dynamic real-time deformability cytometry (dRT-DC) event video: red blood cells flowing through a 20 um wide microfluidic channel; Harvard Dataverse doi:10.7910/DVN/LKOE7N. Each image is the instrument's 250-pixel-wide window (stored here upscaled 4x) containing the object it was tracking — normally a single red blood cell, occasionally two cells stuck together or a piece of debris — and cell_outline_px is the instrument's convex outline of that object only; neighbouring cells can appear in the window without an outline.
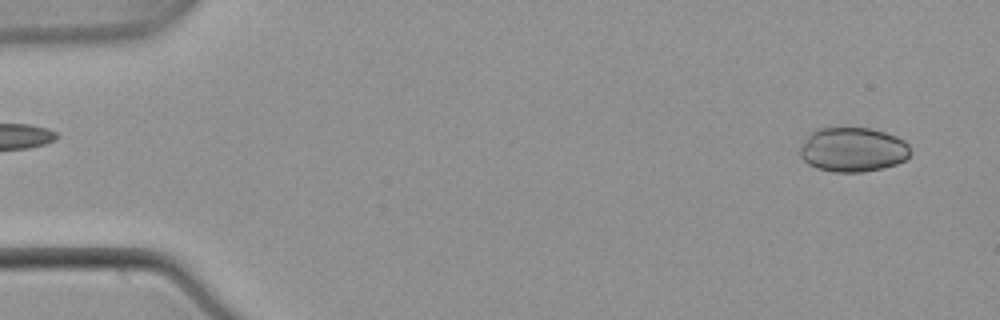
{"species": "common noctule bat (a hibernating species)", "species_latin": "Nyctalus noctula", "temperature_condition": "warm", "stored_images_in_passage": 52, "camera_frame_rate_fps": 3000, "um_per_image_px": 0.085, "animal": {"sex": "male", "body_mass_g": 21.5, "forearm_length_mm": 52.0}, "frame": {"image": 1, "passage_image": 2, "time_ms": 0.333, "image_size_px": [1000, 320], "cell_outline_px": [[912, 152], [904, 160], [896, 164], [884, 168], [864, 172], [832, 172], [816, 168], [808, 164], [800, 156], [800, 148], [804, 140], [816, 128], [872, 128], [896, 136], [904, 140], [908, 144]], "centroid_in_image_um": [72.5, 12.72], "position_along_channel_um": 12.5, "area_um2": 28.78}}
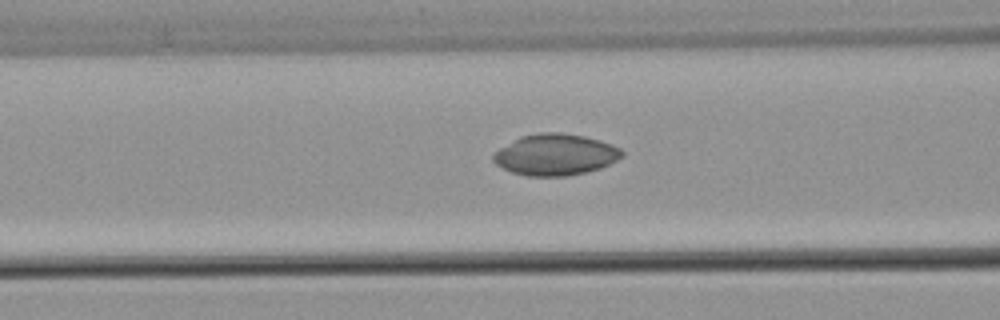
{"frame": {"image": 2, "passage_image": 20, "time_ms": 6.333, "image_size_px": [1000, 320], "cell_outline_px": [[624, 156], [600, 168], [588, 172], [568, 176], [528, 176], [512, 172], [496, 164], [492, 160], [492, 156], [500, 148], [520, 136], [540, 132], [560, 132], [584, 136], [600, 140], [612, 144], [620, 148], [624, 152]], "centroid_in_image_um": [47.23, 13.14], "position_along_channel_um": 119.4, "area_um2": 31.04}}
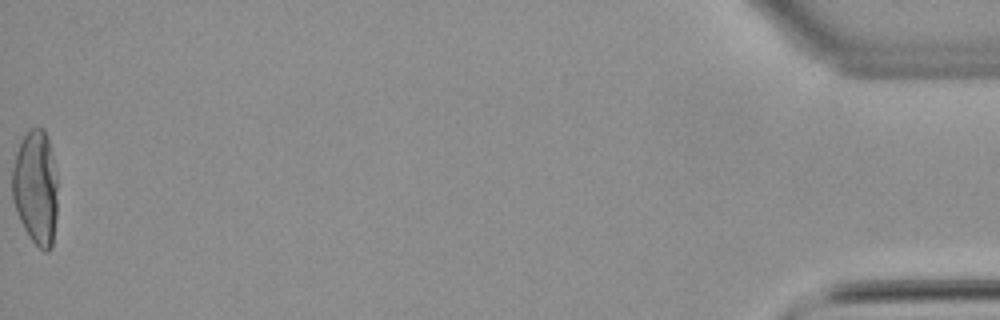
{"frame": {"image": 3, "passage_image": 52, "time_ms": 17.0, "image_size_px": [1000, 320], "cell_outline_px": [[56, 216], [52, 248], [48, 252], [44, 252], [32, 240], [24, 228], [16, 212], [12, 200], [12, 168], [16, 152], [20, 140], [32, 128], [44, 128], [48, 140], [52, 156], [56, 176]], "centroid_in_image_um": [3.02, 15.96], "position_along_channel_um": 432.2, "area_um2": 30.23}, "authors_computed_cell_mechanics": {"area_um2": 28.8422, "velocity_mm_per_s": 3.89, "shape_relaxation_time_tau1_ms": null, "shape_relaxation_time_tau2_ms": 1.4845, "deformation_change_tau1": null, "deformation_change_tau2": 0.0209}}